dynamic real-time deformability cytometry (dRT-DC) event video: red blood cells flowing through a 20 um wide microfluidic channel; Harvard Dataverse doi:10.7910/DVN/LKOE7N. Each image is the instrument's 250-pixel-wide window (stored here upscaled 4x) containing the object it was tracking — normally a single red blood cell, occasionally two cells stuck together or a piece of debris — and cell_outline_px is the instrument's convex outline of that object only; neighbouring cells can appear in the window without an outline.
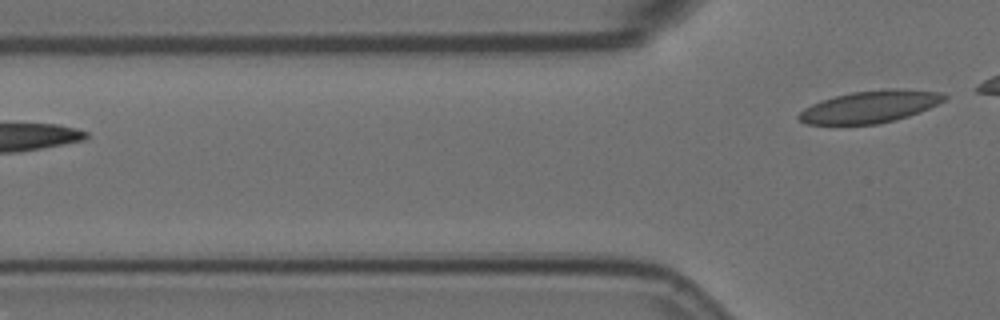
{"species": "Egyptian fruit bat (a non-hibernating species)", "species_latin": "Rousettus aegyptiacus", "temperature_condition": "room temperature", "stored_images_in_passage": 2, "camera_frame_rate_fps": 3000, "um_per_image_px": 0.085, "animal": {"sex": "female"}, "frame": {"image": 1, "passage_image": 2, "time_ms": 0.333, "image_size_px": [1000, 320], "cell_outline_px": [[948, 96], [944, 100], [920, 112], [896, 120], [876, 124], [808, 124], [800, 120], [796, 116], [804, 108], [820, 100], [852, 92], [892, 88], [896, 88], [944, 92]], "centroid_in_image_um": [73.97, 9.06], "position_along_channel_um": 51.8, "area_um2": 27.17}}